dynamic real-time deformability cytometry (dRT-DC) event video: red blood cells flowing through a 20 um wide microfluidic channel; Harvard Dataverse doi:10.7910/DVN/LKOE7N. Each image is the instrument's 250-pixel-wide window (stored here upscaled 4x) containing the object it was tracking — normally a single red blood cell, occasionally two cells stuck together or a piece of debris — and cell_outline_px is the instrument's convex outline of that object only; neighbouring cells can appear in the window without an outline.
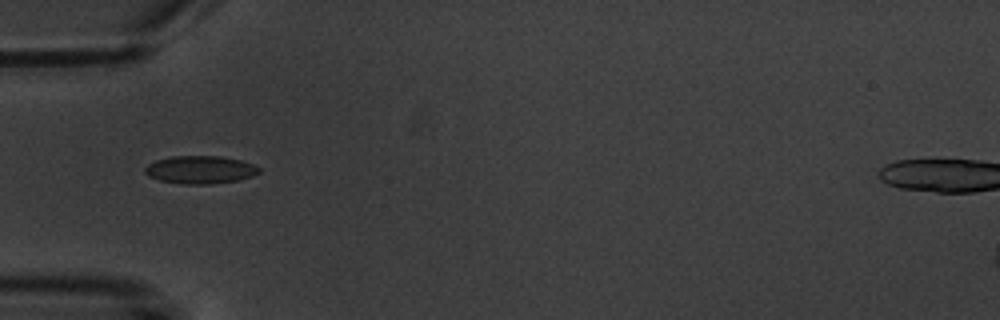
{"species": "common noctule bat (a hibernating species)", "species_latin": "Nyctalus noctula", "temperature_condition": "warm", "stored_images_in_passage": 7, "camera_frame_rate_fps": 3000, "um_per_image_px": 0.085, "animal": {"sex": "male", "body_mass_g": 20.1, "forearm_length_mm": 53.5}, "frame": {"image": 1, "passage_image": 1, "time_ms": 0.0, "image_size_px": [1000, 320], "cell_outline_px": [[260, 172], [252, 176], [236, 180], [208, 184], [184, 184], [160, 180], [148, 176], [144, 172], [144, 168], [148, 164], [156, 160], [172, 156], [220, 156], [240, 160], [252, 164], [260, 168]], "centroid_in_image_um": [16.99, 14.42], "position_along_channel_um": 68.0, "area_um2": 18.38}}
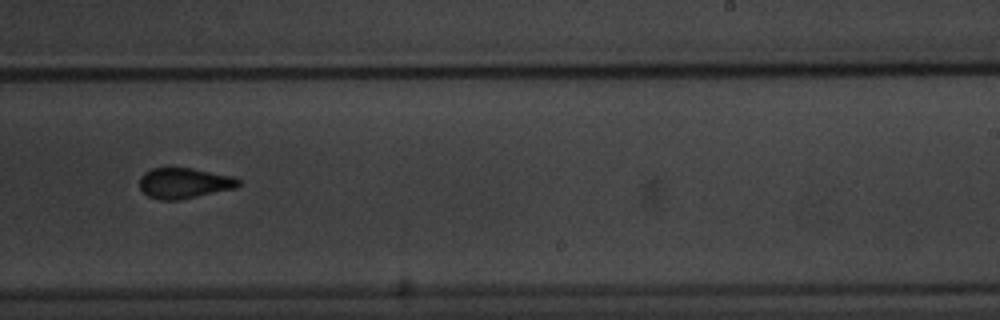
{"frame": {"image": 2, "passage_image": 6, "time_ms": 5.667, "image_size_px": [1000, 320], "cell_outline_px": [[240, 184], [236, 188], [180, 200], [160, 200], [148, 196], [140, 188], [140, 176], [144, 172], [152, 168], [192, 168], [232, 176], [240, 180]], "centroid_in_image_um": [15.65, 15.57], "position_along_channel_um": 273.4, "area_um2": 17.63}}